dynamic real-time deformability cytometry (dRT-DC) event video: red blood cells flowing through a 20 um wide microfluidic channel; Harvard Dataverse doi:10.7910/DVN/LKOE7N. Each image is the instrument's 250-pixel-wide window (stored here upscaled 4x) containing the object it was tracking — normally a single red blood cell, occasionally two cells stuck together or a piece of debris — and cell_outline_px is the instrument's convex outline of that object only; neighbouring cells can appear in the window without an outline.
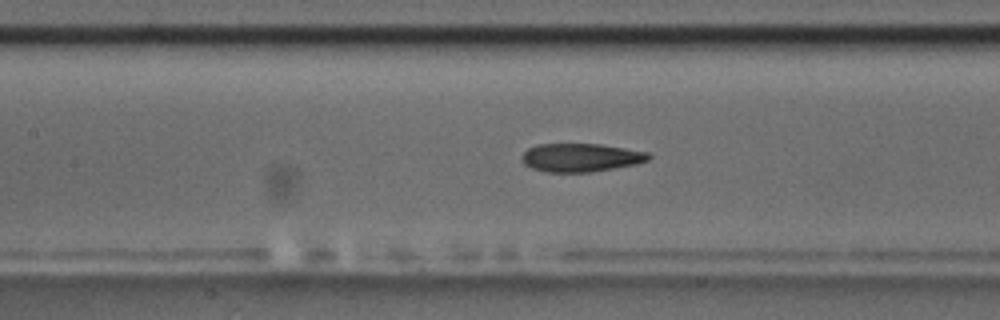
{"species": "common noctule bat (a hibernating species)", "species_latin": "Nyctalus noctula", "temperature_condition": "room temperature", "stored_images_in_passage": 9, "segment_of_instrument_passage": [2, 2], "camera_frame_rate_fps": 3000, "um_per_image_px": 0.085, "animal": {"sex": "male", "body_mass_g": 17.5, "forearm_length_mm": 52.3}, "frame": {"image": 1, "passage_image": 9, "time_ms": 2.667, "image_size_px": [1000, 320], "cell_outline_px": [[652, 156], [648, 160], [636, 164], [592, 172], [544, 172], [532, 168], [524, 164], [520, 160], [520, 156], [528, 148], [536, 144], [600, 144], [648, 152]], "centroid_in_image_um": [49.33, 13.39], "position_along_channel_um": 158.1, "area_um2": 21.1}}